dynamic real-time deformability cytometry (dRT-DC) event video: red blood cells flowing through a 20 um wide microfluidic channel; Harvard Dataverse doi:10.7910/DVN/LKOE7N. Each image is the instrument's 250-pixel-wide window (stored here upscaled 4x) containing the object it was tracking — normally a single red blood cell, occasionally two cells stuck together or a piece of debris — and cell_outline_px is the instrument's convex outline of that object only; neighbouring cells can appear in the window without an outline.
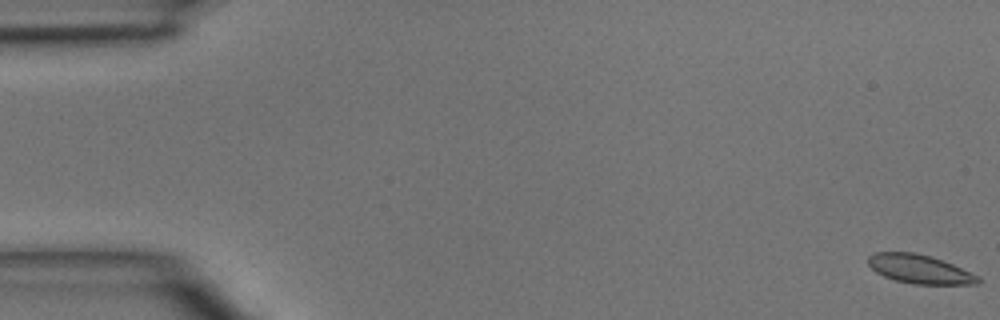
{"species": "common noctule bat (a hibernating species)", "species_latin": "Nyctalus noctula", "temperature_condition": "room temperature", "stored_images_in_passage": 47, "camera_frame_rate_fps": 3000, "um_per_image_px": 0.085, "animal": {"sex": "male", "body_mass_g": 15.6}, "frame": {"image": 1, "passage_image": 1, "time_ms": 0.0, "image_size_px": [1000, 320], "cell_outline_px": [[980, 284], [912, 284], [896, 280], [884, 276], [876, 272], [868, 264], [868, 256], [876, 252], [916, 252], [952, 264], [980, 276]], "centroid_in_image_um": [78.17, 22.88], "position_along_channel_um": 6.8, "area_um2": 18.32}}
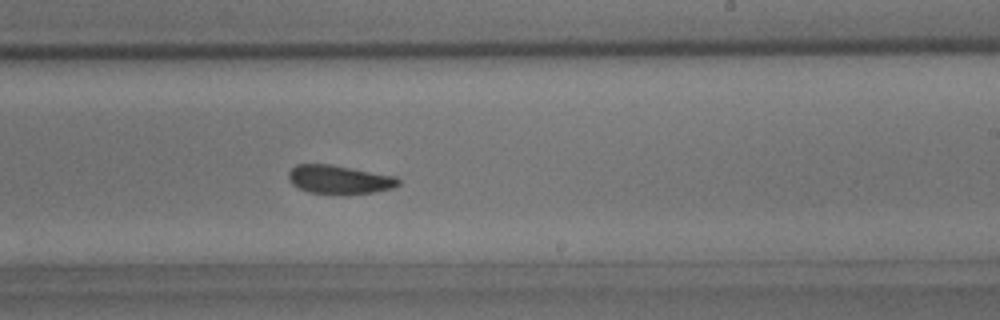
{"frame": {"image": 2, "passage_image": 29, "time_ms": 9.333, "image_size_px": [1000, 320], "cell_outline_px": [[400, 184], [396, 188], [372, 192], [344, 196], [308, 192], [292, 184], [288, 180], [288, 172], [296, 164], [328, 164], [396, 176], [400, 180]], "centroid_in_image_um": [28.85, 15.29], "position_along_channel_um": 260.2, "area_um2": 18.73}}
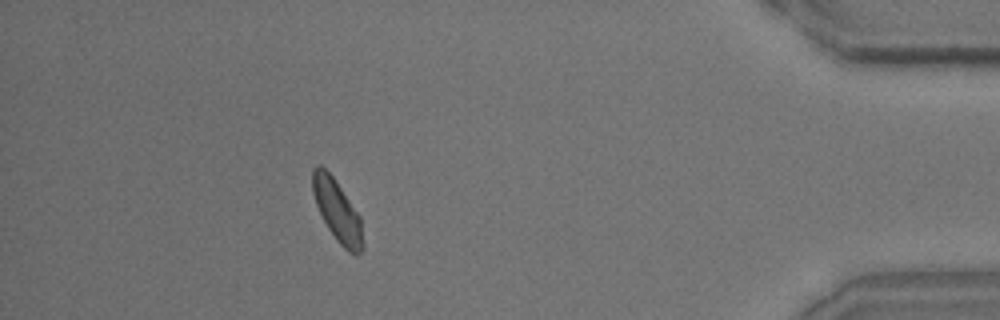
{"frame": {"image": 3, "passage_image": 43, "time_ms": 14.0, "image_size_px": [1000, 320], "cell_outline_px": [[364, 248], [356, 256], [348, 252], [336, 240], [328, 228], [316, 204], [312, 192], [312, 168], [316, 164], [320, 164], [332, 176], [360, 216], [364, 244]], "centroid_in_image_um": [28.67, 17.94], "position_along_channel_um": 406.5, "area_um2": 17.98}}